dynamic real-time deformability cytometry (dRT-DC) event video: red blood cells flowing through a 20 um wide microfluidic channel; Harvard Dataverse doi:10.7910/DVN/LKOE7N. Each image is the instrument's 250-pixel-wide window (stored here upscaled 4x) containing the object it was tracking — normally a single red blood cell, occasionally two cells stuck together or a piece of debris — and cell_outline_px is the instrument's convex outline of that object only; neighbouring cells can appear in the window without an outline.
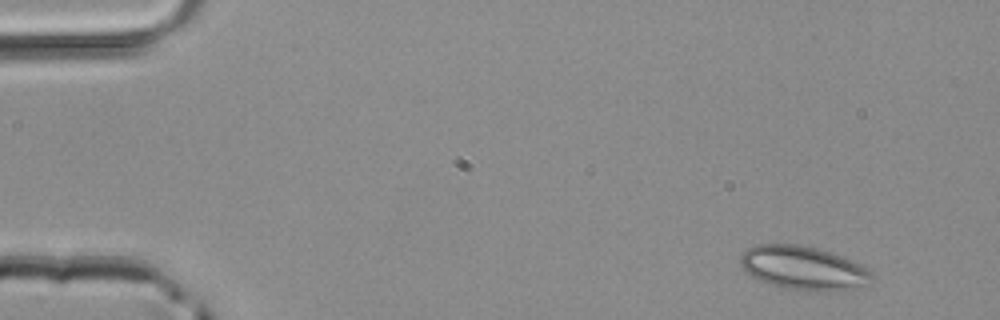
{"species": "common noctule bat (a hibernating species)", "species_latin": "Nyctalus noctula", "temperature_condition": "room temperature", "stored_images_in_passage": 3, "camera_frame_rate_fps": 3000, "um_per_image_px": 0.085, "animal": {"sex": "male", "body_mass_g": 20.4}, "frame": {"image": 1, "passage_image": 1, "time_ms": 0.0, "image_size_px": [1000, 320], "cell_outline_px": [[872, 280], [868, 284], [852, 288], [832, 292], [804, 292], [772, 284], [760, 280], [752, 276], [740, 264], [740, 256], [748, 248], [756, 244], [796, 244], [816, 248], [852, 260], [868, 268], [872, 272]], "centroid_in_image_um": [68.31, 22.79], "position_along_channel_um": 16.7, "area_um2": 33.47}}